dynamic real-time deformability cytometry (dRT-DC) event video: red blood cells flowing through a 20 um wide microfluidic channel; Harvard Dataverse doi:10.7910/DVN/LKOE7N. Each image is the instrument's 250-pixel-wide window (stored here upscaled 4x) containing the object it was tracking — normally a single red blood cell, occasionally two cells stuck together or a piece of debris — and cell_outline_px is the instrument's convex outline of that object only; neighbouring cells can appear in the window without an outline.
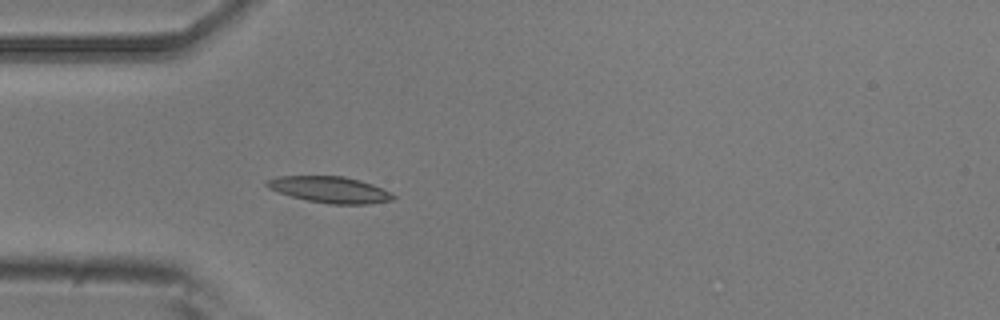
{"species": "common noctule bat (a hibernating species)", "species_latin": "Nyctalus noctula", "temperature_condition": "room temperature", "stored_images_in_passage": 4, "camera_frame_rate_fps": 3000, "um_per_image_px": 0.085, "animal": {"sex": "male", "body_mass_g": 20.5, "forearm_length_mm": 52.5}, "frame": {"image": 1, "passage_image": 4, "time_ms": 1.0, "image_size_px": [1000, 320], "cell_outline_px": [[396, 196], [392, 200], [368, 204], [328, 204], [308, 200], [292, 196], [268, 188], [264, 184], [264, 180], [276, 176], [344, 176], [360, 180], [372, 184], [392, 192]], "centroid_in_image_um": [28.04, 16.11], "position_along_channel_um": 57.0, "area_um2": 19.42}}